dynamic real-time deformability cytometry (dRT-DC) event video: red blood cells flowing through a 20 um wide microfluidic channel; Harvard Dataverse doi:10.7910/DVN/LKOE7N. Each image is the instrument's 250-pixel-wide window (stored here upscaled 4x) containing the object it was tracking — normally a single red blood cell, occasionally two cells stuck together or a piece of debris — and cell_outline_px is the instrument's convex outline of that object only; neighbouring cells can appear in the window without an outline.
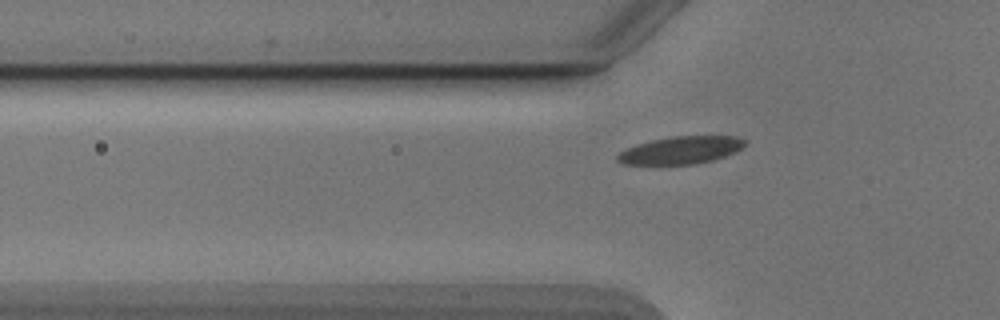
{"species": "Egyptian fruit bat (a non-hibernating species)", "species_latin": "Rousettus aegyptiacus", "temperature_condition": "cold", "stored_images_in_passage": 13, "camera_frame_rate_fps": 3000, "um_per_image_px": 0.085, "animal": {"sex": "male"}, "frame": {"image": 1, "passage_image": 10, "time_ms": 3.0, "image_size_px": [1000, 320], "cell_outline_px": [[744, 144], [740, 148], [724, 156], [712, 160], [692, 164], [624, 164], [616, 160], [616, 156], [624, 148], [636, 144], [652, 140], [672, 136], [736, 136], [744, 140]], "centroid_in_image_um": [57.79, 12.76], "position_along_channel_um": 68.0, "area_um2": 20.17}}